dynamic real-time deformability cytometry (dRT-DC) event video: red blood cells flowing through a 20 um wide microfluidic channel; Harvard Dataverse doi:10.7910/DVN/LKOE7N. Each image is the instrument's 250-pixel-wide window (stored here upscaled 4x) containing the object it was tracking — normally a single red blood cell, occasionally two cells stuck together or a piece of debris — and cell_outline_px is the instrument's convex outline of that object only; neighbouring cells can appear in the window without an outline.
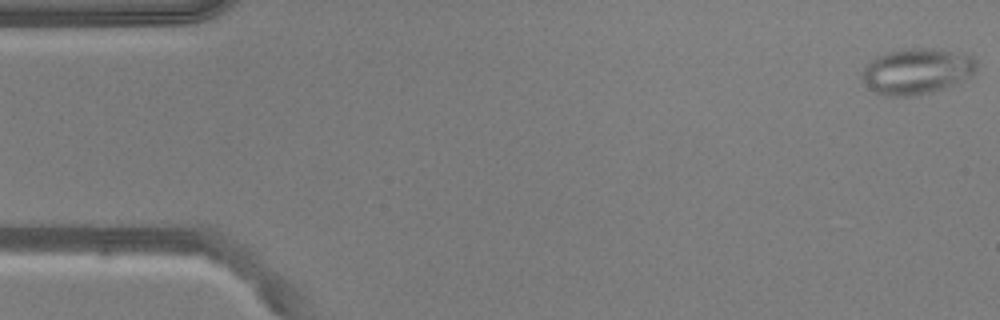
{"species": "common noctule bat (a hibernating species)", "species_latin": "Nyctalus noctula", "temperature_condition": "warm", "stored_images_in_passage": 52, "segment_of_instrument_passage": [1, 2], "camera_frame_rate_fps": 3000, "um_per_image_px": 0.085, "animal": {"sex": "male", "body_mass_g": 20.5, "forearm_length_mm": 52.5}, "frame": {"image": 1, "passage_image": 1, "time_ms": 0.0, "image_size_px": [1000, 320], "cell_outline_px": [[976, 68], [968, 76], [956, 84], [932, 92], [916, 96], [888, 96], [876, 92], [864, 80], [860, 72], [876, 56], [888, 52], [908, 48], [936, 48], [964, 52], [972, 56], [976, 60]], "centroid_in_image_um": [77.96, 6.03], "position_along_channel_um": 7.0, "area_um2": 30.52}}